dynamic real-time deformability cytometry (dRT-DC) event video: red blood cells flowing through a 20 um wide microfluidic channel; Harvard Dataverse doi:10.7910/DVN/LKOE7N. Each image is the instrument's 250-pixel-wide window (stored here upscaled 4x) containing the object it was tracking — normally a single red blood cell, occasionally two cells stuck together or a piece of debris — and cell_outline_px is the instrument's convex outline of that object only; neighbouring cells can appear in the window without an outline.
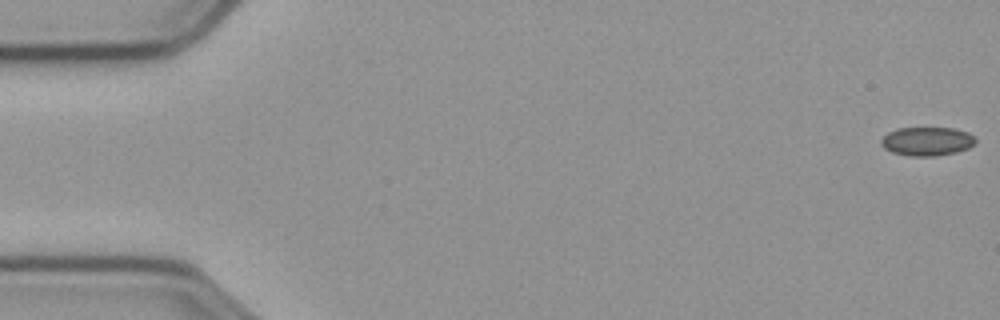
{"species": "common noctule bat (a hibernating species)", "species_latin": "Nyctalus noctula", "temperature_condition": "cold", "stored_images_in_passage": 12, "camera_frame_rate_fps": 3000, "um_per_image_px": 0.085, "animal": {"sex": "male", "body_mass_g": 23.1, "forearm_length_mm": 52.7}, "frame": {"image": 1, "passage_image": 1, "time_ms": 0.0, "image_size_px": [1000, 320], "cell_outline_px": [[976, 144], [968, 148], [956, 152], [932, 156], [908, 156], [892, 152], [884, 148], [880, 144], [880, 140], [888, 132], [896, 128], [956, 128], [968, 132], [976, 140]], "centroid_in_image_um": [78.78, 12.01], "position_along_channel_um": 6.2, "area_um2": 15.9}}